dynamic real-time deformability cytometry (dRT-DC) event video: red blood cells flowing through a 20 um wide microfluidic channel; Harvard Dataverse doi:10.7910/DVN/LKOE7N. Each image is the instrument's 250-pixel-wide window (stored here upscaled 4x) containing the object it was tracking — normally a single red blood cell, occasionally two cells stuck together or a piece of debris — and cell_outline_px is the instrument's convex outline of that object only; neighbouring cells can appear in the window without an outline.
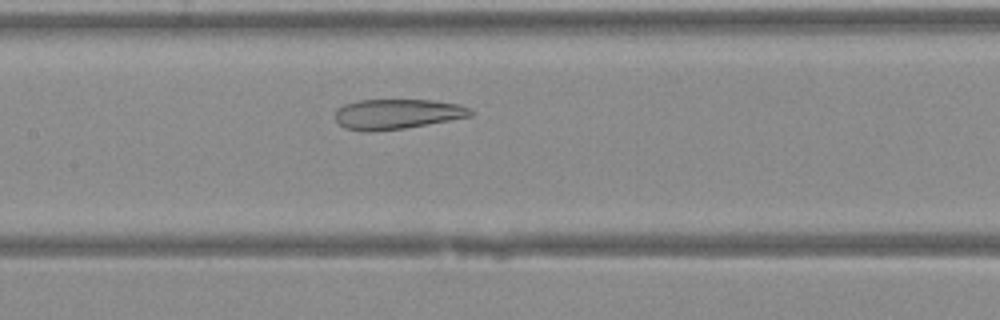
{"species": "Egyptian fruit bat (a non-hibernating species)", "species_latin": "Rousettus aegyptiacus", "temperature_condition": "warm", "stored_images_in_passage": 14, "camera_frame_rate_fps": 3000, "um_per_image_px": 0.085, "animal": {"sex": "female"}, "frame": {"image": 1, "passage_image": 10, "time_ms": 3.0, "image_size_px": [1000, 320], "cell_outline_px": [[472, 116], [404, 128], [368, 132], [344, 128], [336, 120], [336, 108], [344, 104], [360, 100], [432, 100], [460, 104], [468, 108], [472, 112]], "centroid_in_image_um": [33.73, 9.69], "position_along_channel_um": 173.7, "area_um2": 23.58}}
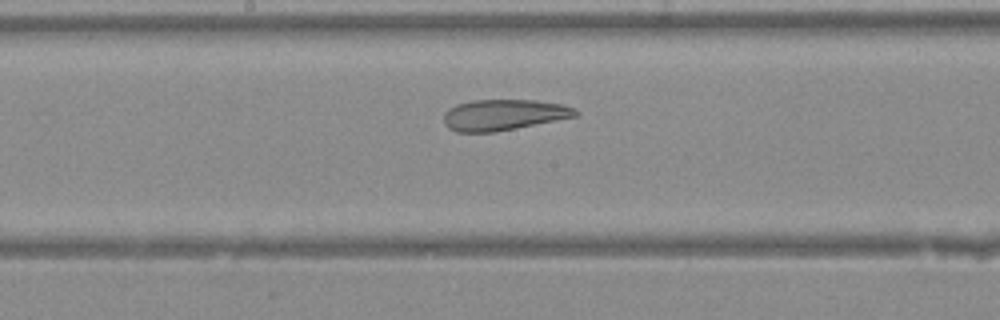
{"frame": {"image": 2, "passage_image": 12, "time_ms": 3.667, "image_size_px": [1000, 320], "cell_outline_px": [[580, 112], [576, 116], [492, 132], [456, 132], [448, 128], [444, 124], [444, 112], [448, 108], [456, 104], [472, 100], [536, 100], [560, 104], [576, 108]], "centroid_in_image_um": [42.76, 9.75], "position_along_channel_um": 205.4, "area_um2": 23.58}}